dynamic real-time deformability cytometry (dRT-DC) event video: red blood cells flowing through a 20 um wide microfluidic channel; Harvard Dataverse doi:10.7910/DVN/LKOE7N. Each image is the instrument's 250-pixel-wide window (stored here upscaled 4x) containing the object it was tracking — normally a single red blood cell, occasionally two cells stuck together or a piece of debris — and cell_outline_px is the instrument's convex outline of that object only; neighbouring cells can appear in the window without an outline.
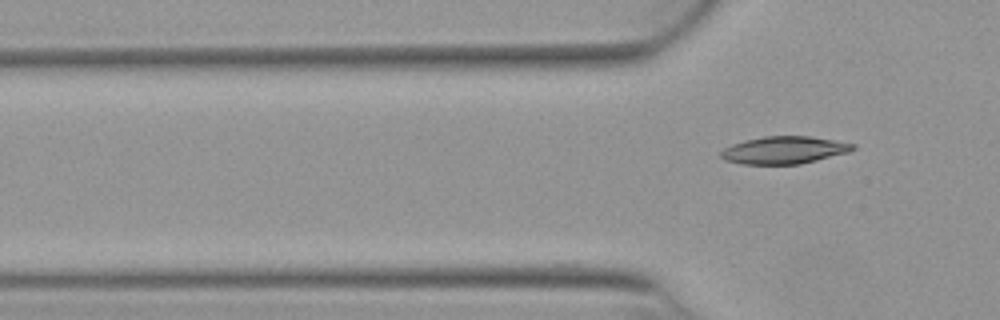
{"species": "Egyptian fruit bat (a non-hibernating species)", "species_latin": "Rousettus aegyptiacus", "temperature_condition": "warm", "stored_images_in_passage": 9, "camera_frame_rate_fps": 3000, "um_per_image_px": 0.085, "animal": {"sex": "female"}, "frame": {"image": 1, "passage_image": 9, "time_ms": 2.667, "image_size_px": [1000, 320], "cell_outline_px": [[856, 148], [848, 152], [800, 164], [744, 164], [724, 160], [720, 156], [720, 152], [724, 148], [732, 144], [744, 140], [764, 136], [812, 136], [856, 144]], "centroid_in_image_um": [66.64, 12.75], "position_along_channel_um": 59.2, "area_um2": 21.1}}